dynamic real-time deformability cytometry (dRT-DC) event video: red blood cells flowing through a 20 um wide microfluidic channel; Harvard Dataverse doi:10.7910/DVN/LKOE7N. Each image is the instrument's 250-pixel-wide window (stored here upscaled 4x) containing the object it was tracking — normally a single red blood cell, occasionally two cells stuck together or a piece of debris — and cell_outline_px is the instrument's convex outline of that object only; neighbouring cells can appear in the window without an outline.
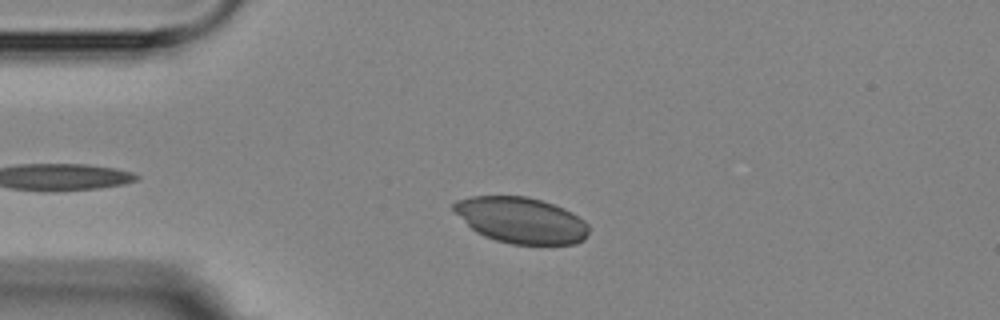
{"species": "Egyptian fruit bat (a non-hibernating species)", "species_latin": "Rousettus aegyptiacus", "temperature_condition": "room temperature", "stored_images_in_passage": 3, "camera_frame_rate_fps": 3000, "um_per_image_px": 0.085, "animal": {"sex": "female"}, "frame": {"image": 1, "passage_image": 2, "time_ms": 1.0, "image_size_px": [1000, 320], "cell_outline_px": [[588, 232], [584, 240], [576, 244], [512, 244], [496, 240], [484, 236], [476, 232], [452, 208], [452, 204], [456, 200], [472, 196], [528, 196], [564, 208], [572, 212], [584, 220], [588, 224]], "centroid_in_image_um": [44.31, 18.71], "position_along_channel_um": 40.7, "area_um2": 36.07}}